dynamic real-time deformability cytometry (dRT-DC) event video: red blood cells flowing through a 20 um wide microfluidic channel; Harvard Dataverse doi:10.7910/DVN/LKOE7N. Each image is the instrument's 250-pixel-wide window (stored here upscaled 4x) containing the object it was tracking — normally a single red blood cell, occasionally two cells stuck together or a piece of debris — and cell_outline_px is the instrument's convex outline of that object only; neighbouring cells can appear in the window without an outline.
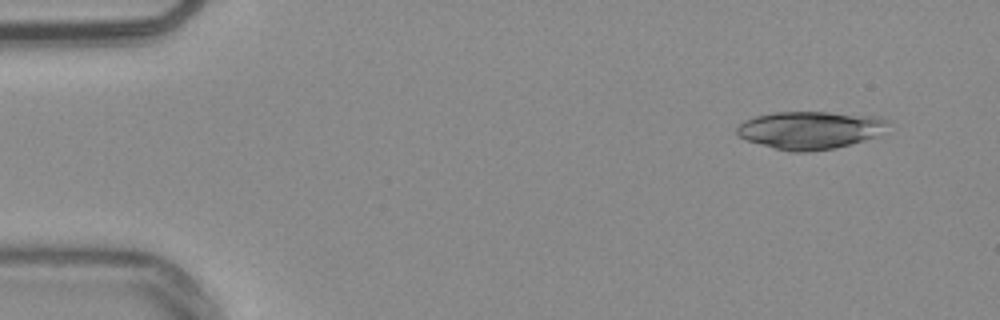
{"species": "common noctule bat (a hibernating species)", "species_latin": "Nyctalus noctula", "temperature_condition": "warm", "stored_images_in_passage": 52, "camera_frame_rate_fps": 3000, "um_per_image_px": 0.085, "animal": {"sex": "male", "body_mass_g": 20.4}, "frame": {"image": 1, "passage_image": 4, "time_ms": 1.0, "image_size_px": [1000, 320], "cell_outline_px": [[888, 120], [876, 136], [836, 148], [808, 152], [788, 152], [744, 140], [736, 132], [736, 128], [744, 120], [756, 116], [776, 112], [828, 112], [880, 116]], "centroid_in_image_um": [68.79, 11.06], "position_along_channel_um": 16.2, "area_um2": 33.12}}